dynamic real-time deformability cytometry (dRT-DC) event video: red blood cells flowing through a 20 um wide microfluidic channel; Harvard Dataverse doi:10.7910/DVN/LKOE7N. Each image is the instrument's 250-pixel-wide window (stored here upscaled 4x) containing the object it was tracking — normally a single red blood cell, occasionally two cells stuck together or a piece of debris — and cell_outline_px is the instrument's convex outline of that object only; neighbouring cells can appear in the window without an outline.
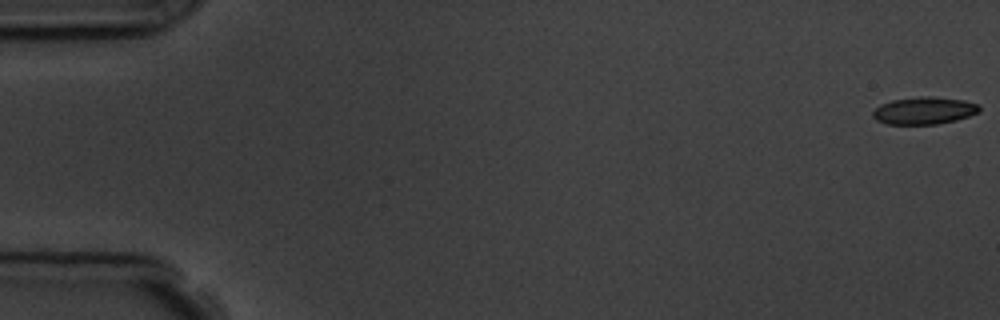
{"species": "common noctule bat (a hibernating species)", "species_latin": "Nyctalus noctula", "temperature_condition": "room temperature", "stored_images_in_passage": 9, "camera_frame_rate_fps": 3000, "um_per_image_px": 0.085, "animal": {"sex": "male", "body_mass_g": 19.5, "forearm_length_mm": 54.6}, "frame": {"image": 1, "passage_image": 1, "time_ms": 0.0, "image_size_px": [1000, 320], "cell_outline_px": [[980, 112], [956, 120], [936, 124], [888, 124], [876, 120], [872, 116], [872, 112], [880, 104], [892, 100], [920, 96], [932, 96], [964, 100], [980, 104]], "centroid_in_image_um": [78.56, 9.39], "position_along_channel_um": 6.4, "area_um2": 17.05}}
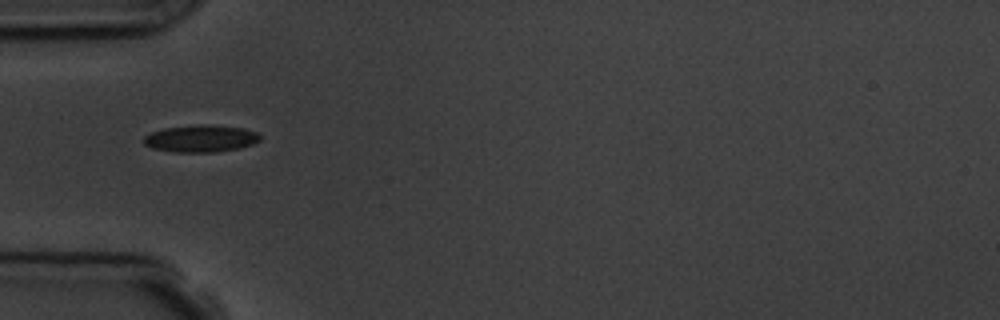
{"frame": {"image": 2, "passage_image": 6, "time_ms": 5.667, "image_size_px": [1000, 320], "cell_outline_px": [[260, 140], [252, 144], [236, 148], [216, 152], [176, 152], [152, 148], [144, 144], [144, 136], [152, 132], [164, 128], [200, 124], [208, 124], [244, 128], [256, 132], [260, 136]], "centroid_in_image_um": [17.06, 11.77], "position_along_channel_um": 67.9, "area_um2": 18.26}}